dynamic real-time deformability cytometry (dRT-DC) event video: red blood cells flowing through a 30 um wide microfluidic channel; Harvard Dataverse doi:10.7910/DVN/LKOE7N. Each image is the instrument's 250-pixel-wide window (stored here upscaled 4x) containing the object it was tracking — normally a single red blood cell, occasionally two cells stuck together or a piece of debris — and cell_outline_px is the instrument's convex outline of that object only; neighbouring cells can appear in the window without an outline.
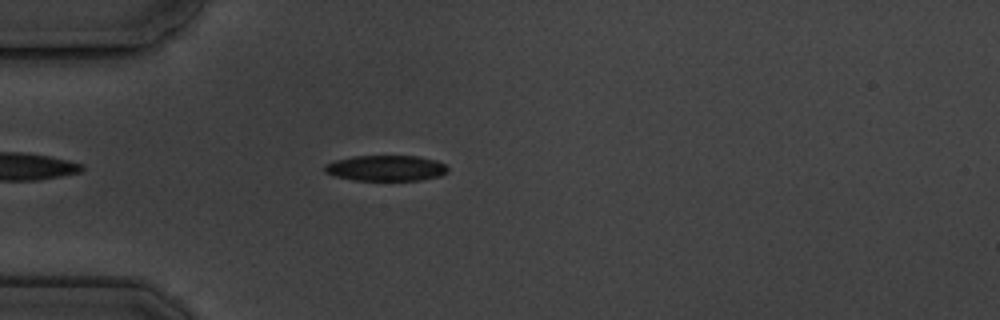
{"species": "common noctule bat (a hibernating species)", "species_latin": "Nyctalus noctula", "temperature_condition": "cold", "stored_images_in_passage": 1, "camera_frame_rate_fps": 3000, "um_per_image_px": 0.085, "animal": {"sex": "male", "body_mass_g": 19.5, "forearm_length_mm": 54.6}, "frame": {"image": 1, "passage_image": 1, "time_ms": 0.0, "image_size_px": [1000, 320], "cell_outline_px": [[448, 172], [440, 176], [420, 180], [356, 180], [336, 176], [324, 172], [324, 164], [336, 160], [352, 156], [420, 156], [436, 160], [444, 164], [448, 168]], "centroid_in_image_um": [32.82, 14.28], "position_along_channel_um": 52.2, "area_um2": 18.44}}